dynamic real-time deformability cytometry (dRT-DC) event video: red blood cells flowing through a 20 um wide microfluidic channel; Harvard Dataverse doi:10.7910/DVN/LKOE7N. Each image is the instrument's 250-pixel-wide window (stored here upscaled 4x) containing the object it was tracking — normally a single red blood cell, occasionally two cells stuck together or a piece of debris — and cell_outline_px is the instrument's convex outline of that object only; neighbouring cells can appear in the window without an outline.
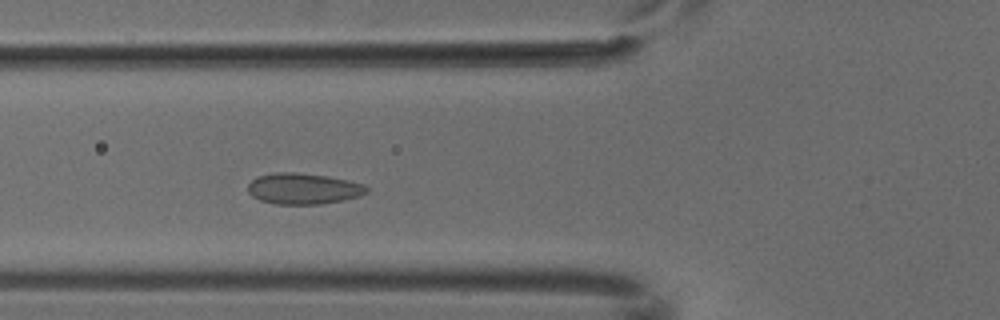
{"species": "common noctule bat (a hibernating species)", "species_latin": "Nyctalus noctula", "temperature_condition": "cold", "stored_images_in_passage": 4, "camera_frame_rate_fps": 3000, "um_per_image_px": 0.085, "animal": {"sex": "male", "body_mass_g": 18.8}, "frame": {"image": 1, "passage_image": 4, "time_ms": 1.0, "image_size_px": [1000, 320], "cell_outline_px": [[368, 192], [360, 196], [344, 200], [320, 204], [276, 204], [260, 200], [252, 196], [248, 192], [248, 184], [256, 176], [272, 172], [296, 172], [324, 176], [348, 180], [364, 184], [368, 188]], "centroid_in_image_um": [25.77, 16.03], "position_along_channel_um": 100.0, "area_um2": 21.56}}